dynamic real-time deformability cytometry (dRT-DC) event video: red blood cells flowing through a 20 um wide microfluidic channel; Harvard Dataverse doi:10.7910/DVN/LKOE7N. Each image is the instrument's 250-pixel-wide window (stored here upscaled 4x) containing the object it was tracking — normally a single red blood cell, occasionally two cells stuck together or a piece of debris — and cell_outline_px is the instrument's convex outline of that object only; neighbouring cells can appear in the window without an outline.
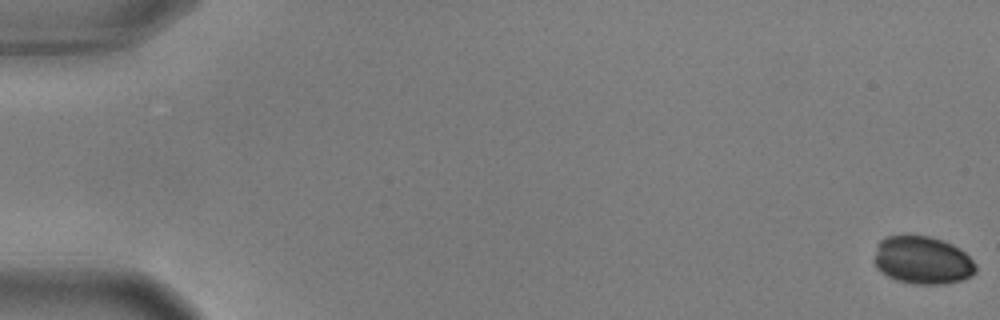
{"species": "common noctule bat (a hibernating species)", "species_latin": "Nyctalus noctula", "temperature_condition": "warm", "stored_images_in_passage": 52, "camera_frame_rate_fps": 3000, "um_per_image_px": 0.085, "animal": {"sex": "male", "body_mass_g": 17.9, "forearm_length_mm": 54.2}, "frame": {"image": 1, "passage_image": 1, "time_ms": 0.0, "image_size_px": [1000, 320], "cell_outline_px": [[976, 272], [972, 276], [960, 280], [944, 284], [912, 284], [896, 280], [880, 272], [876, 268], [872, 260], [876, 244], [880, 240], [888, 236], [928, 236], [944, 240], [960, 248], [976, 264]], "centroid_in_image_um": [78.38, 22.12], "position_along_channel_um": 6.6, "area_um2": 28.67}}
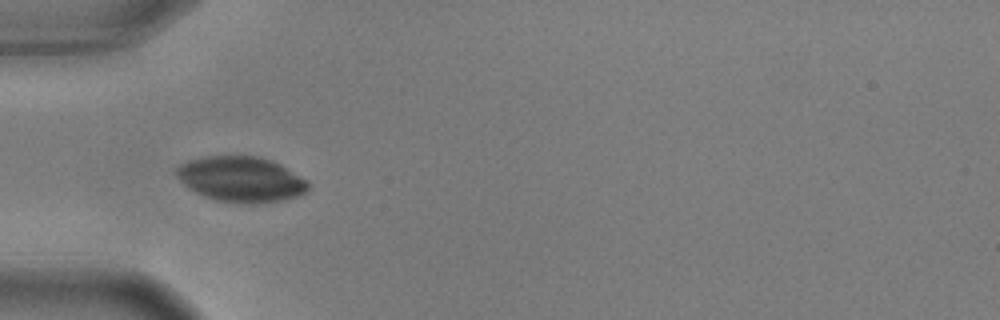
{"frame": {"image": 2, "passage_image": 19, "time_ms": 6.0, "image_size_px": [1000, 320], "cell_outline_px": [[308, 192], [296, 196], [280, 200], [252, 204], [244, 204], [216, 200], [204, 196], [188, 188], [176, 176], [176, 168], [180, 164], [188, 160], [204, 156], [256, 156], [272, 160], [280, 164], [308, 180]], "centroid_in_image_um": [20.48, 15.23], "position_along_channel_um": 64.5, "area_um2": 34.91}}
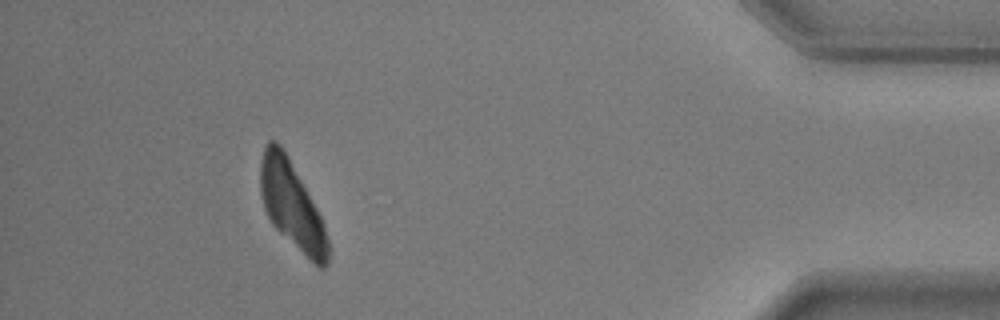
{"frame": {"image": 3, "passage_image": 52, "time_ms": 17.0, "image_size_px": [1000, 320], "cell_outline_px": [[328, 264], [324, 268], [320, 268], [280, 232], [272, 224], [264, 208], [260, 192], [260, 160], [264, 144], [268, 140], [276, 140], [280, 144], [288, 156], [316, 208], [324, 224], [328, 240]], "centroid_in_image_um": [24.77, 17.38], "position_along_channel_um": 410.4, "area_um2": 33.76}}